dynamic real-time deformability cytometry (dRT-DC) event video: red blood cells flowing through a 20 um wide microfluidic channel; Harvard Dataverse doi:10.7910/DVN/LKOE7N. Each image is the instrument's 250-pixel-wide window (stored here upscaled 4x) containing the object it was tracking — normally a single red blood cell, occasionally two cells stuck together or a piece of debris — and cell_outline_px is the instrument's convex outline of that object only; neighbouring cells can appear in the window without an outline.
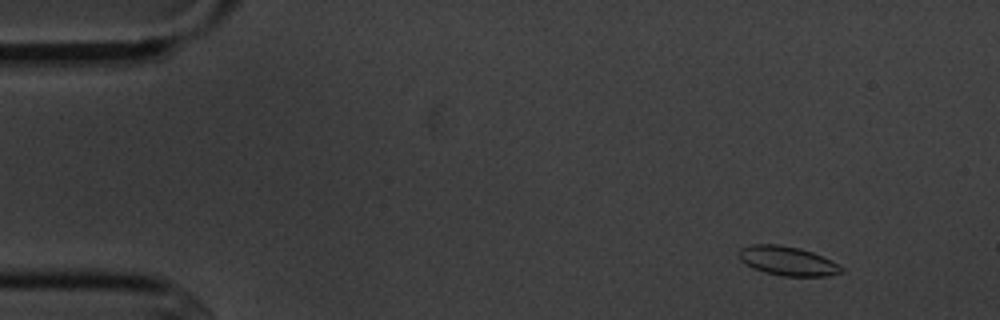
{"species": "common noctule bat (a hibernating species)", "species_latin": "Nyctalus noctula", "temperature_condition": "cold", "stored_images_in_passage": 5, "camera_frame_rate_fps": 3000, "um_per_image_px": 0.085, "animal": {"sex": "male", "body_mass_g": 20.1, "forearm_length_mm": 53.5}, "frame": {"image": 1, "passage_image": 1, "time_ms": 0.0, "image_size_px": [1000, 320], "cell_outline_px": [[844, 268], [840, 272], [828, 276], [784, 276], [764, 272], [752, 268], [740, 260], [740, 248], [752, 244], [780, 244], [800, 248], [812, 252]], "centroid_in_image_um": [66.89, 22.17], "position_along_channel_um": 18.1, "area_um2": 17.17}}
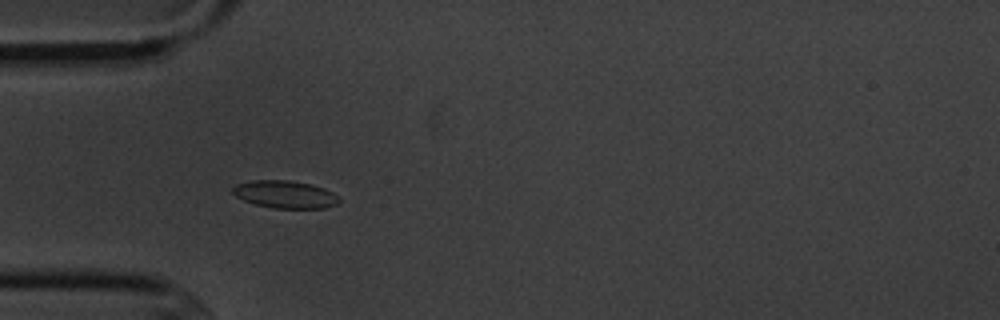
{"frame": {"image": 2, "passage_image": 4, "time_ms": 3.667, "image_size_px": [1000, 320], "cell_outline_px": [[340, 200], [336, 204], [324, 208], [272, 208], [256, 204], [244, 200], [236, 196], [232, 192], [232, 188], [236, 184], [252, 180], [288, 180], [308, 184], [324, 188], [332, 192]], "centroid_in_image_um": [24.2, 16.52], "position_along_channel_um": 60.8, "area_um2": 16.88}}
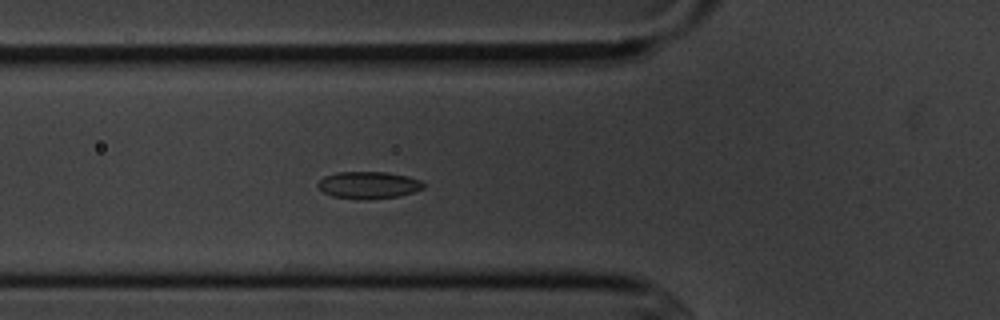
{"frame": {"image": 3, "passage_image": 5, "time_ms": 4.667, "image_size_px": [1000, 320], "cell_outline_px": [[424, 188], [400, 196], [368, 200], [356, 200], [332, 196], [324, 192], [316, 184], [324, 176], [336, 172], [388, 172], [408, 176], [420, 180], [424, 184]], "centroid_in_image_um": [31.32, 15.74], "position_along_channel_um": 94.5, "area_um2": 16.88}}